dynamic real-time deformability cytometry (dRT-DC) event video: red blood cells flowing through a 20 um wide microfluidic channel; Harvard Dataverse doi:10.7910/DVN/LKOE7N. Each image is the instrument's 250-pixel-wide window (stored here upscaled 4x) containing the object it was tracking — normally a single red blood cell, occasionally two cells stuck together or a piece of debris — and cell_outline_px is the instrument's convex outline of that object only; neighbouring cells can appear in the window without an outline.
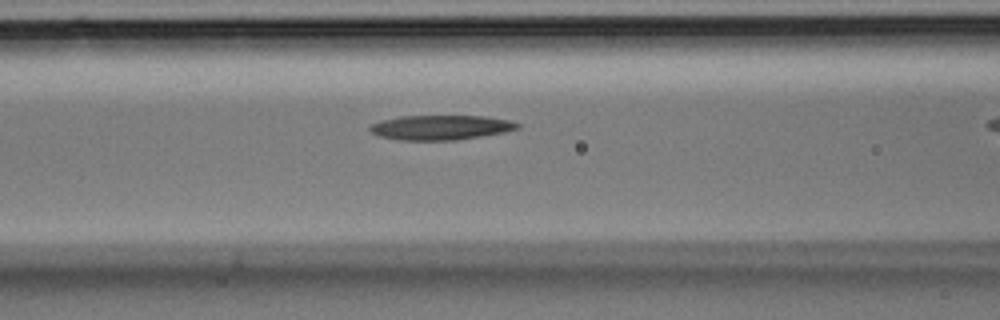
{"species": "Egyptian fruit bat (a non-hibernating species)", "species_latin": "Rousettus aegyptiacus", "temperature_condition": "room temperature", "stored_images_in_passage": 22, "camera_frame_rate_fps": 3000, "um_per_image_px": 0.085, "animal": {"sex": "male"}, "frame": {"image": 1, "passage_image": 4, "time_ms": 1.0, "image_size_px": [1000, 320], "cell_outline_px": [[520, 128], [504, 132], [456, 140], [396, 140], [380, 136], [372, 132], [368, 128], [372, 124], [384, 120], [400, 116], [484, 116], [508, 120], [520, 124]], "centroid_in_image_um": [37.46, 10.84], "position_along_channel_um": 129.1, "area_um2": 21.04}}
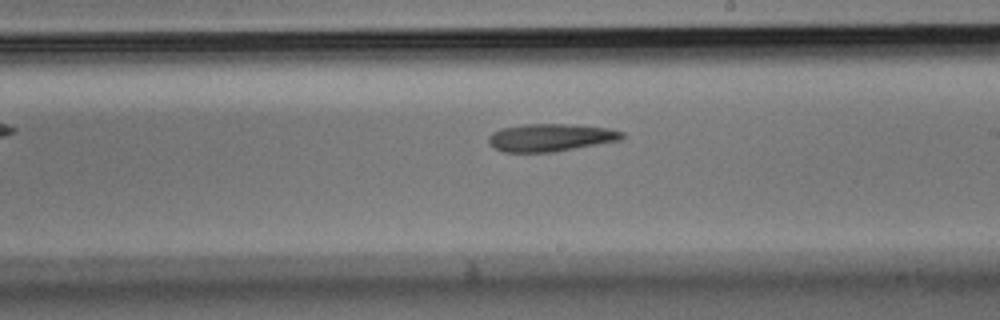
{"frame": {"image": 2, "passage_image": 10, "time_ms": 3.0, "image_size_px": [1000, 320], "cell_outline_px": [[624, 136], [620, 140], [552, 152], [504, 152], [488, 144], [488, 136], [492, 132], [500, 128], [524, 124], [564, 124], [608, 128], [624, 132]], "centroid_in_image_um": [46.75, 11.69], "position_along_channel_um": 242.3, "area_um2": 21.39}}
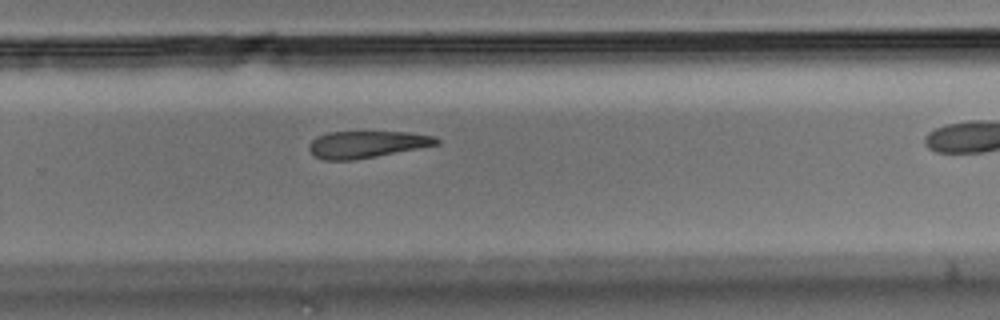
{"frame": {"image": 3, "passage_image": 13, "time_ms": 4.0, "image_size_px": [1000, 320], "cell_outline_px": [[440, 144], [376, 156], [352, 160], [324, 160], [316, 156], [308, 148], [308, 144], [316, 136], [328, 132], [412, 132], [436, 136], [440, 140]], "centroid_in_image_um": [31.19, 12.26], "position_along_channel_um": 298.6, "area_um2": 20.0}}